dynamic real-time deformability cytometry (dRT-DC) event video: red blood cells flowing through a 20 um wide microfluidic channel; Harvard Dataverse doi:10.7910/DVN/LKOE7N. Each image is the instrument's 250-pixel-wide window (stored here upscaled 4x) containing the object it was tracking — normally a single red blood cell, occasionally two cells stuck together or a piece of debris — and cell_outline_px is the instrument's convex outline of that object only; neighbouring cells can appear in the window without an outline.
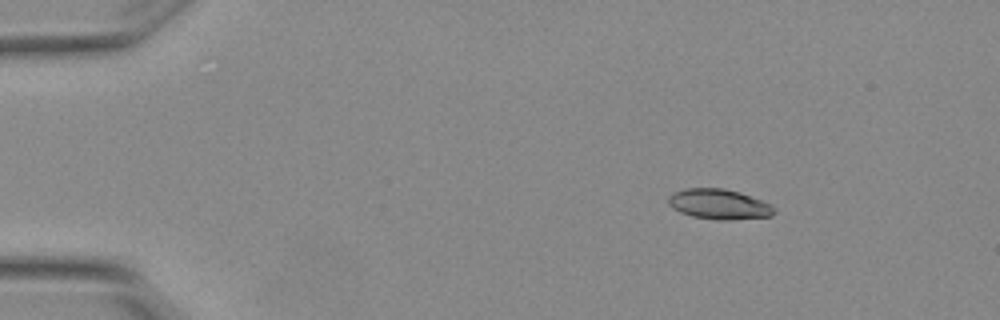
{"species": "Egyptian fruit bat (a non-hibernating species)", "species_latin": "Rousettus aegyptiacus", "temperature_condition": "warm", "stored_images_in_passage": 3, "camera_frame_rate_fps": 3000, "um_per_image_px": 0.085, "animal": {"sex": "female"}, "frame": {"image": 1, "passage_image": 1, "time_ms": 0.0, "image_size_px": [1000, 320], "cell_outline_px": [[776, 212], [772, 216], [732, 220], [716, 220], [692, 216], [680, 212], [672, 208], [668, 204], [668, 196], [672, 192], [684, 188], [724, 188], [740, 192], [772, 204], [776, 208]], "centroid_in_image_um": [61.12, 17.36], "position_along_channel_um": 23.9, "area_um2": 18.96}}